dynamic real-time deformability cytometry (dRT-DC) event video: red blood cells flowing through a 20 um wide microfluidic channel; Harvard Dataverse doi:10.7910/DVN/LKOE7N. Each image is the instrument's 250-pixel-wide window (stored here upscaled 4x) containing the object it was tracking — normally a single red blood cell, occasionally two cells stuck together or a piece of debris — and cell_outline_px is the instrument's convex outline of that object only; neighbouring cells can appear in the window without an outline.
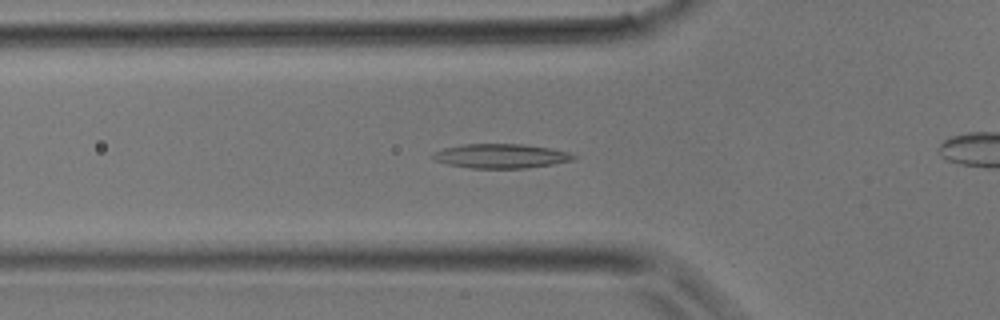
{"species": "common noctule bat (a hibernating species)", "species_latin": "Nyctalus noctula", "temperature_condition": "room temperature", "stored_images_in_passage": 36, "camera_frame_rate_fps": 3000, "um_per_image_px": 0.085, "animal": {"sex": "male", "body_mass_g": 17.9}, "frame": {"image": 1, "passage_image": 11, "time_ms": 3.333, "image_size_px": [1000, 320], "cell_outline_px": [[580, 156], [572, 160], [552, 164], [524, 168], [472, 168], [448, 164], [436, 160], [432, 156], [436, 152], [444, 148], [464, 144], [524, 144], [552, 148], [568, 152]], "centroid_in_image_um": [42.64, 13.25], "position_along_channel_um": 83.2, "area_um2": 19.77}}
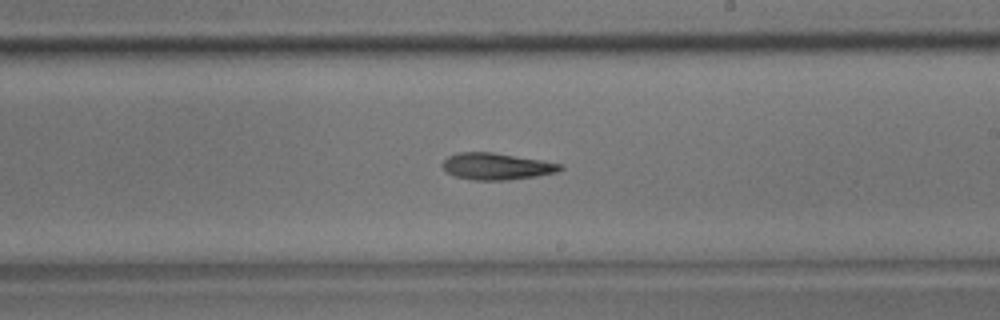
{"frame": {"image": 2, "passage_image": 20, "time_ms": 6.333, "image_size_px": [1000, 320], "cell_outline_px": [[564, 168], [556, 172], [536, 176], [508, 180], [472, 180], [452, 176], [444, 172], [440, 164], [448, 156], [456, 152], [492, 152], [544, 160], [560, 164]], "centroid_in_image_um": [42.13, 14.14], "position_along_channel_um": 246.9, "area_um2": 18.61}}
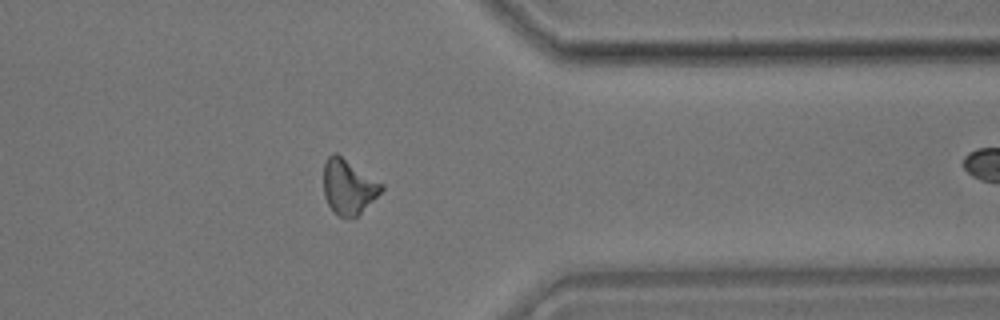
{"frame": {"image": 3, "passage_image": 28, "time_ms": 9.0, "image_size_px": [1000, 320], "cell_outline_px": [[384, 188], [356, 216], [340, 216], [332, 212], [324, 196], [324, 164], [328, 156], [332, 152], [336, 152], [384, 184]], "centroid_in_image_um": [29.59, 15.83], "position_along_channel_um": 381.8, "area_um2": 18.26}}